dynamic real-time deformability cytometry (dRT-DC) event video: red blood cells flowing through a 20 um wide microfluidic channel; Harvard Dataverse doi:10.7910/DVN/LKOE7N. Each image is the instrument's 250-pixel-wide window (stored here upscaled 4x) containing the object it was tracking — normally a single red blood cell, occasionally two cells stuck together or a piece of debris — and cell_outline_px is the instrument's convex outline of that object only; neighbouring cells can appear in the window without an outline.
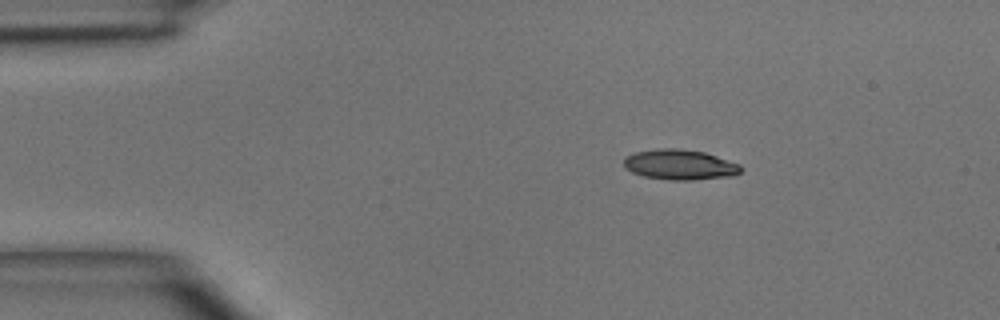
{"species": "common noctule bat (a hibernating species)", "species_latin": "Nyctalus noctula", "temperature_condition": "room temperature", "stored_images_in_passage": 4, "camera_frame_rate_fps": 3000, "um_per_image_px": 0.085, "animal": {"sex": "male", "body_mass_g": 15.6}, "frame": {"image": 1, "passage_image": 1, "time_ms": 0.0, "image_size_px": [1000, 320], "cell_outline_px": [[744, 168], [740, 172], [732, 176], [692, 180], [672, 180], [644, 176], [632, 172], [624, 168], [624, 156], [636, 152], [656, 148], [680, 148], [704, 152], [740, 164]], "centroid_in_image_um": [57.78, 13.99], "position_along_channel_um": 27.2, "area_um2": 20.75}}
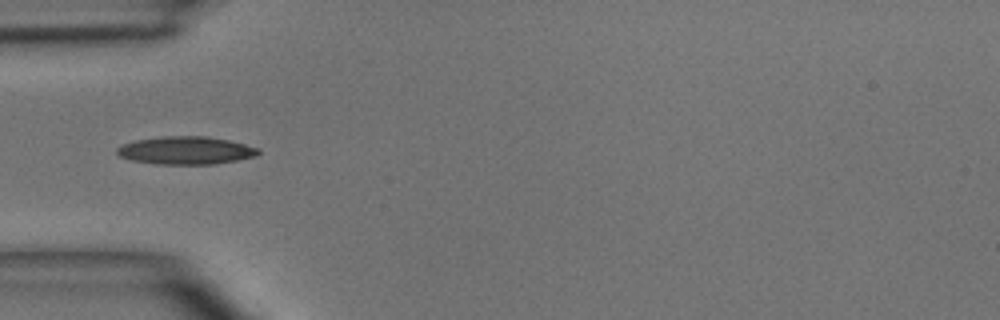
{"frame": {"image": 2, "passage_image": 3, "time_ms": 2.333, "image_size_px": [1000, 320], "cell_outline_px": [[260, 152], [256, 156], [236, 160], [212, 164], [156, 164], [132, 160], [120, 156], [116, 152], [116, 148], [124, 144], [136, 140], [164, 136], [204, 136], [228, 140], [260, 148]], "centroid_in_image_um": [15.8, 12.78], "position_along_channel_um": 69.2, "area_um2": 22.77}}